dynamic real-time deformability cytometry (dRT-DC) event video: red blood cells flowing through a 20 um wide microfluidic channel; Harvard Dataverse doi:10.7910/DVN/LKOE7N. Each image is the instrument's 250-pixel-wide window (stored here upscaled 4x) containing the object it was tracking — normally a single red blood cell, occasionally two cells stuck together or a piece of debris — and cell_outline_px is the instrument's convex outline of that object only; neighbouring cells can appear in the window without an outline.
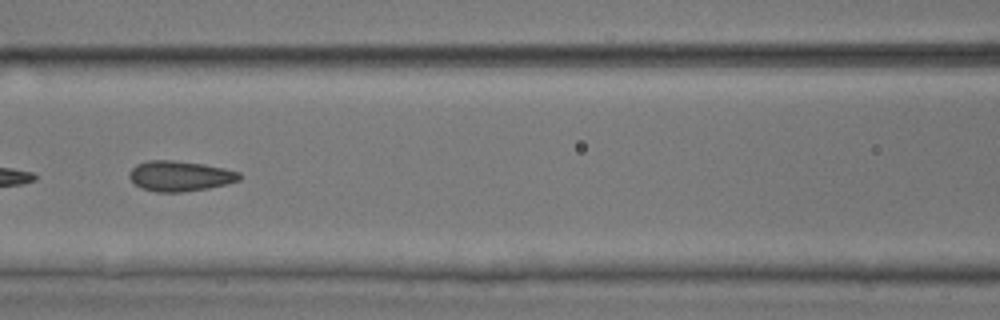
{"species": "common noctule bat (a hibernating species)", "species_latin": "Nyctalus noctula", "temperature_condition": "room temperature", "stored_images_in_passage": 10, "camera_frame_rate_fps": 3000, "um_per_image_px": 0.085, "animal": {"sex": "male", "body_mass_g": 17.9, "forearm_length_mm": 54.2}, "frame": {"image": 1, "passage_image": 7, "time_ms": 7.667, "image_size_px": [1000, 320], "cell_outline_px": [[240, 180], [208, 188], [184, 192], [156, 192], [140, 188], [128, 176], [132, 168], [136, 164], [148, 160], [172, 160], [204, 164], [224, 168], [240, 172]], "centroid_in_image_um": [15.28, 14.96], "position_along_channel_um": 151.3, "area_um2": 19.42}}
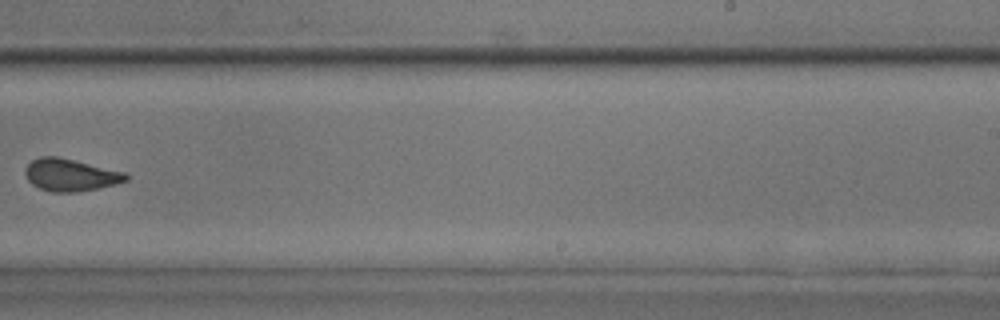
{"frame": {"image": 2, "passage_image": 10, "time_ms": 11.0, "image_size_px": [1000, 320], "cell_outline_px": [[128, 180], [96, 188], [76, 192], [52, 192], [40, 188], [32, 184], [28, 180], [24, 172], [24, 168], [32, 160], [40, 156], [56, 156], [124, 172], [128, 176]], "centroid_in_image_um": [5.92, 14.86], "position_along_channel_um": 283.1, "area_um2": 18.61}}